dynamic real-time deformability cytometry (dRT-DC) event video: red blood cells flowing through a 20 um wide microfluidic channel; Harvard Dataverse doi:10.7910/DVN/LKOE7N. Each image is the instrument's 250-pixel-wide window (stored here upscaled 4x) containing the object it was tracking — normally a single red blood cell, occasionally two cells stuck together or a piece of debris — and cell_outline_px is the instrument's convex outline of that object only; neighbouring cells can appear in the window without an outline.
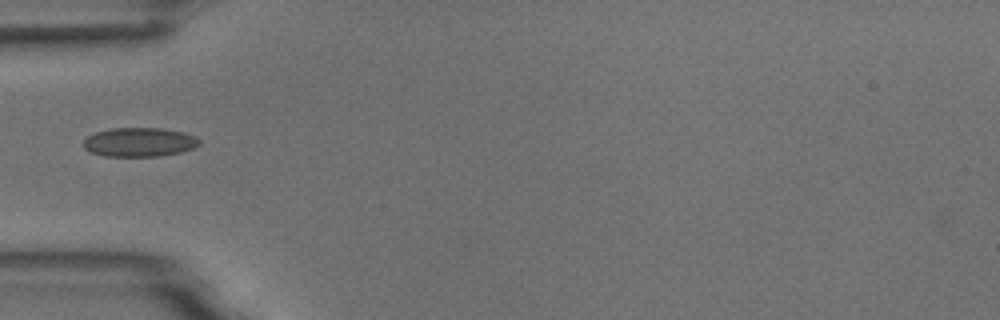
{"species": "common noctule bat (a hibernating species)", "species_latin": "Nyctalus noctula", "temperature_condition": "room temperature", "stored_images_in_passage": 1, "camera_frame_rate_fps": 3000, "um_per_image_px": 0.085, "animal": {"sex": "male", "body_mass_g": 18.8}, "frame": {"image": 1, "passage_image": 1, "time_ms": 0.0, "image_size_px": [1000, 320], "cell_outline_px": [[200, 144], [192, 148], [180, 152], [160, 156], [104, 156], [92, 152], [84, 148], [84, 140], [88, 136], [96, 132], [112, 128], [160, 128], [184, 132], [196, 136], [200, 140]], "centroid_in_image_um": [11.87, 12.08], "position_along_channel_um": 73.1, "area_um2": 19.54}}